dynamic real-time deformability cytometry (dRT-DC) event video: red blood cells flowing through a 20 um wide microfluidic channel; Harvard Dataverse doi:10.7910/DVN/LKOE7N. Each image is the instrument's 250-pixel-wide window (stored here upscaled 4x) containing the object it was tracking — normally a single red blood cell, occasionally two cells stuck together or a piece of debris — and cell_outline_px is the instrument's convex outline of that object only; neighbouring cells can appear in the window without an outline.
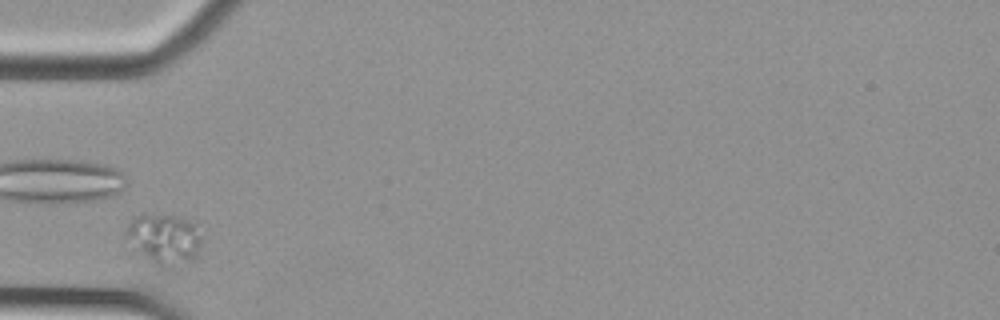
{"species": "Egyptian fruit bat (a non-hibernating species)", "species_latin": "Rousettus aegyptiacus", "temperature_condition": "cold", "stored_images_in_passage": 39, "camera_frame_rate_fps": 3000, "um_per_image_px": 0.085, "animal": {"sex": "female"}, "frame": {"image": 1, "passage_image": 1, "time_ms": 0.0, "image_size_px": [1000, 320], "cell_outline_px": [[200, 244], [196, 252], [188, 260], [168, 268], [164, 268], [156, 264], [140, 252], [124, 232], [128, 224], [140, 212], [144, 212], [176, 216], [188, 220], [196, 224], [200, 236]], "centroid_in_image_um": [13.94, 20.23], "position_along_channel_um": 71.1, "area_um2": 21.56}}
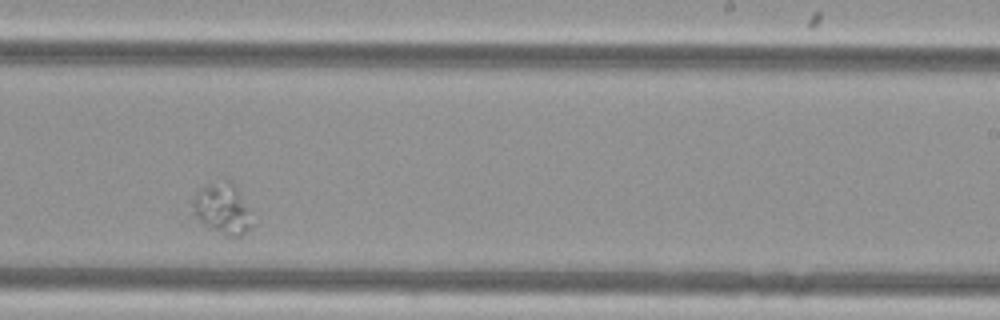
{"frame": {"image": 2, "passage_image": 19, "time_ms": 6.0, "image_size_px": [1000, 320], "cell_outline_px": [[248, 232], [240, 236], [228, 236], [208, 228], [192, 212], [192, 200], [196, 192], [200, 188], [212, 184], [228, 180], [232, 180], [236, 184], [244, 208], [248, 224]], "centroid_in_image_um": [18.8, 17.73], "position_along_channel_um": 270.2, "area_um2": 16.59}}
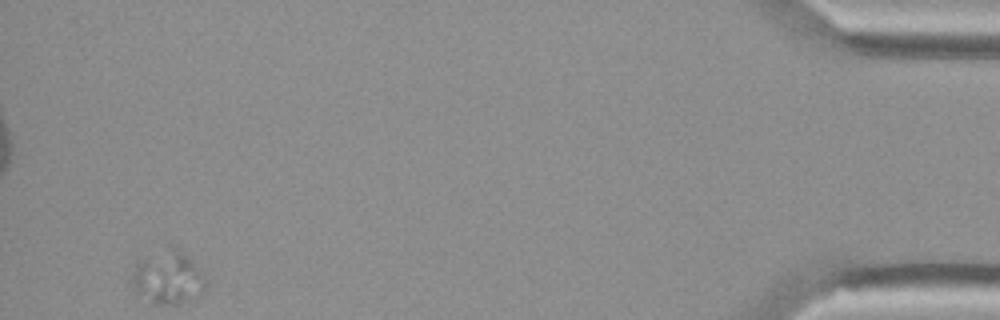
{"frame": {"image": 3, "passage_image": 39, "time_ms": 12.667, "image_size_px": [1000, 320], "cell_outline_px": [[208, 288], [204, 296], [200, 300], [180, 304], [152, 304], [136, 292], [132, 288], [128, 280], [132, 268], [136, 260], [168, 244], [180, 248], [192, 260], [208, 284]], "centroid_in_image_um": [14.26, 23.58], "position_along_channel_um": 420.9, "area_um2": 24.62}, "authors_computed_cell_mechanics": {"area_um2": 19.7676, "velocity_mm_per_s": 3.3509, "shape_relaxation_time_tau1_ms": 2.6972, "shape_relaxation_time_tau2_ms": null, "deformation_change_tau1": 0.0313, "deformation_change_tau2": null}}